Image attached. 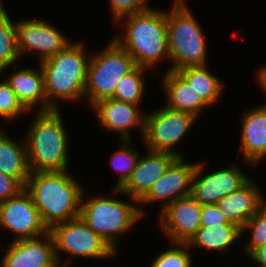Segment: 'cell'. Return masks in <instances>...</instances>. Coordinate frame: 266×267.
I'll use <instances>...</instances> for the list:
<instances>
[{
	"label": "cell",
	"instance_id": "ffe728a7",
	"mask_svg": "<svg viewBox=\"0 0 266 267\" xmlns=\"http://www.w3.org/2000/svg\"><path fill=\"white\" fill-rule=\"evenodd\" d=\"M257 182L252 176L242 187L217 203L228 222L237 225L240 229L266 202V195L260 189L262 186Z\"/></svg>",
	"mask_w": 266,
	"mask_h": 267
},
{
	"label": "cell",
	"instance_id": "ba28073f",
	"mask_svg": "<svg viewBox=\"0 0 266 267\" xmlns=\"http://www.w3.org/2000/svg\"><path fill=\"white\" fill-rule=\"evenodd\" d=\"M48 231L53 238L58 264L71 265L73 260L75 262L81 258L107 262V260L116 259L119 254L106 240L93 232L81 217L55 224ZM65 254L68 258L64 256Z\"/></svg>",
	"mask_w": 266,
	"mask_h": 267
},
{
	"label": "cell",
	"instance_id": "8d00e7d4",
	"mask_svg": "<svg viewBox=\"0 0 266 267\" xmlns=\"http://www.w3.org/2000/svg\"><path fill=\"white\" fill-rule=\"evenodd\" d=\"M170 1H172L174 3H188L189 2L187 0H170Z\"/></svg>",
	"mask_w": 266,
	"mask_h": 267
},
{
	"label": "cell",
	"instance_id": "7a4b0ae2",
	"mask_svg": "<svg viewBox=\"0 0 266 267\" xmlns=\"http://www.w3.org/2000/svg\"><path fill=\"white\" fill-rule=\"evenodd\" d=\"M87 47L84 41L74 40L56 55L39 62L44 75L47 111L61 110L66 102H85L87 68L91 57Z\"/></svg>",
	"mask_w": 266,
	"mask_h": 267
},
{
	"label": "cell",
	"instance_id": "e0dca14e",
	"mask_svg": "<svg viewBox=\"0 0 266 267\" xmlns=\"http://www.w3.org/2000/svg\"><path fill=\"white\" fill-rule=\"evenodd\" d=\"M241 115L237 157L240 155L242 161L256 167L266 160V102L244 110Z\"/></svg>",
	"mask_w": 266,
	"mask_h": 267
},
{
	"label": "cell",
	"instance_id": "cb8c5ba5",
	"mask_svg": "<svg viewBox=\"0 0 266 267\" xmlns=\"http://www.w3.org/2000/svg\"><path fill=\"white\" fill-rule=\"evenodd\" d=\"M204 66H187L177 72L193 87L199 97L209 106L214 107L222 101V95L226 90V84L216 73ZM215 74V75H214Z\"/></svg>",
	"mask_w": 266,
	"mask_h": 267
},
{
	"label": "cell",
	"instance_id": "74e56055",
	"mask_svg": "<svg viewBox=\"0 0 266 267\" xmlns=\"http://www.w3.org/2000/svg\"><path fill=\"white\" fill-rule=\"evenodd\" d=\"M54 267H72V265L56 264Z\"/></svg>",
	"mask_w": 266,
	"mask_h": 267
},
{
	"label": "cell",
	"instance_id": "e575fe53",
	"mask_svg": "<svg viewBox=\"0 0 266 267\" xmlns=\"http://www.w3.org/2000/svg\"><path fill=\"white\" fill-rule=\"evenodd\" d=\"M255 80L259 85L260 90H262V93L266 95V64H262L259 68L257 67ZM264 102H266V99H264Z\"/></svg>",
	"mask_w": 266,
	"mask_h": 267
},
{
	"label": "cell",
	"instance_id": "1f68e13d",
	"mask_svg": "<svg viewBox=\"0 0 266 267\" xmlns=\"http://www.w3.org/2000/svg\"><path fill=\"white\" fill-rule=\"evenodd\" d=\"M222 224L233 223L228 222L225 215L220 210L218 204L201 205V226L212 227Z\"/></svg>",
	"mask_w": 266,
	"mask_h": 267
},
{
	"label": "cell",
	"instance_id": "8992f818",
	"mask_svg": "<svg viewBox=\"0 0 266 267\" xmlns=\"http://www.w3.org/2000/svg\"><path fill=\"white\" fill-rule=\"evenodd\" d=\"M170 7L167 9V35L171 66L165 71L209 65L208 37L189 3L173 2Z\"/></svg>",
	"mask_w": 266,
	"mask_h": 267
},
{
	"label": "cell",
	"instance_id": "d590c367",
	"mask_svg": "<svg viewBox=\"0 0 266 267\" xmlns=\"http://www.w3.org/2000/svg\"><path fill=\"white\" fill-rule=\"evenodd\" d=\"M4 71H6V66L0 61V79L4 78Z\"/></svg>",
	"mask_w": 266,
	"mask_h": 267
},
{
	"label": "cell",
	"instance_id": "f1b7e54d",
	"mask_svg": "<svg viewBox=\"0 0 266 267\" xmlns=\"http://www.w3.org/2000/svg\"><path fill=\"white\" fill-rule=\"evenodd\" d=\"M241 230L242 237H244V234L250 233V238L247 236V241L245 240V244L242 245L243 256L247 255L246 257H248L256 248L266 245V202Z\"/></svg>",
	"mask_w": 266,
	"mask_h": 267
},
{
	"label": "cell",
	"instance_id": "ac0fdd59",
	"mask_svg": "<svg viewBox=\"0 0 266 267\" xmlns=\"http://www.w3.org/2000/svg\"><path fill=\"white\" fill-rule=\"evenodd\" d=\"M20 64L19 62L11 65L9 66L10 69L6 67L4 78L28 112H46L47 98L44 75L39 63L38 66L34 65L35 68L24 67L23 65L19 67Z\"/></svg>",
	"mask_w": 266,
	"mask_h": 267
},
{
	"label": "cell",
	"instance_id": "4316f807",
	"mask_svg": "<svg viewBox=\"0 0 266 267\" xmlns=\"http://www.w3.org/2000/svg\"><path fill=\"white\" fill-rule=\"evenodd\" d=\"M6 4L0 0V61L6 66L17 64L21 57L17 48V30L15 20L11 18ZM10 14V15H9Z\"/></svg>",
	"mask_w": 266,
	"mask_h": 267
},
{
	"label": "cell",
	"instance_id": "8fae6325",
	"mask_svg": "<svg viewBox=\"0 0 266 267\" xmlns=\"http://www.w3.org/2000/svg\"><path fill=\"white\" fill-rule=\"evenodd\" d=\"M54 22L36 17H19L15 21L17 30V48L21 61L24 57L36 55L39 63L62 51L73 38L64 34Z\"/></svg>",
	"mask_w": 266,
	"mask_h": 267
},
{
	"label": "cell",
	"instance_id": "52a82bcc",
	"mask_svg": "<svg viewBox=\"0 0 266 267\" xmlns=\"http://www.w3.org/2000/svg\"><path fill=\"white\" fill-rule=\"evenodd\" d=\"M136 67L131 55L113 38L102 49L91 51L85 85L86 106L111 99L120 78Z\"/></svg>",
	"mask_w": 266,
	"mask_h": 267
},
{
	"label": "cell",
	"instance_id": "d6a6232c",
	"mask_svg": "<svg viewBox=\"0 0 266 267\" xmlns=\"http://www.w3.org/2000/svg\"><path fill=\"white\" fill-rule=\"evenodd\" d=\"M25 186L16 178L0 172V203L18 195Z\"/></svg>",
	"mask_w": 266,
	"mask_h": 267
},
{
	"label": "cell",
	"instance_id": "d4e9b609",
	"mask_svg": "<svg viewBox=\"0 0 266 267\" xmlns=\"http://www.w3.org/2000/svg\"><path fill=\"white\" fill-rule=\"evenodd\" d=\"M147 72L149 73L148 69L136 66L131 72L120 78L112 98L138 106L143 105L141 102L145 98V90L149 85L146 83Z\"/></svg>",
	"mask_w": 266,
	"mask_h": 267
},
{
	"label": "cell",
	"instance_id": "6da1fadb",
	"mask_svg": "<svg viewBox=\"0 0 266 267\" xmlns=\"http://www.w3.org/2000/svg\"><path fill=\"white\" fill-rule=\"evenodd\" d=\"M113 26L120 30L112 38L131 55L136 66L151 70L152 74L162 60L170 62L167 9L152 6L121 18Z\"/></svg>",
	"mask_w": 266,
	"mask_h": 267
},
{
	"label": "cell",
	"instance_id": "4fadbf2b",
	"mask_svg": "<svg viewBox=\"0 0 266 267\" xmlns=\"http://www.w3.org/2000/svg\"><path fill=\"white\" fill-rule=\"evenodd\" d=\"M188 160L187 157L177 158L166 170L165 174L157 180L149 192L138 202L140 213L145 219L147 217V210H145L147 206L159 203L160 213L171 202L191 195L192 178L197 161Z\"/></svg>",
	"mask_w": 266,
	"mask_h": 267
},
{
	"label": "cell",
	"instance_id": "9a60e30c",
	"mask_svg": "<svg viewBox=\"0 0 266 267\" xmlns=\"http://www.w3.org/2000/svg\"><path fill=\"white\" fill-rule=\"evenodd\" d=\"M157 219L167 242L187 243L201 226V205L191 196L171 202Z\"/></svg>",
	"mask_w": 266,
	"mask_h": 267
},
{
	"label": "cell",
	"instance_id": "277c9868",
	"mask_svg": "<svg viewBox=\"0 0 266 267\" xmlns=\"http://www.w3.org/2000/svg\"><path fill=\"white\" fill-rule=\"evenodd\" d=\"M71 171L30 172L28 177L25 189L48 230L55 224L80 217L86 186Z\"/></svg>",
	"mask_w": 266,
	"mask_h": 267
},
{
	"label": "cell",
	"instance_id": "83f0119b",
	"mask_svg": "<svg viewBox=\"0 0 266 267\" xmlns=\"http://www.w3.org/2000/svg\"><path fill=\"white\" fill-rule=\"evenodd\" d=\"M168 243V248L162 249V252L159 251V254L150 260L149 267H193L196 264L194 252L191 251L187 243Z\"/></svg>",
	"mask_w": 266,
	"mask_h": 267
},
{
	"label": "cell",
	"instance_id": "5bb4252c",
	"mask_svg": "<svg viewBox=\"0 0 266 267\" xmlns=\"http://www.w3.org/2000/svg\"><path fill=\"white\" fill-rule=\"evenodd\" d=\"M141 106L118 101L113 98L97 102L91 110L104 132L115 134L118 140H132L131 130L137 129L139 141L145 130L146 111Z\"/></svg>",
	"mask_w": 266,
	"mask_h": 267
},
{
	"label": "cell",
	"instance_id": "603a6c76",
	"mask_svg": "<svg viewBox=\"0 0 266 267\" xmlns=\"http://www.w3.org/2000/svg\"><path fill=\"white\" fill-rule=\"evenodd\" d=\"M4 128H0V172L18 179L26 186L31 171L24 137L16 139L17 137L10 136L12 134L7 133Z\"/></svg>",
	"mask_w": 266,
	"mask_h": 267
},
{
	"label": "cell",
	"instance_id": "5b68a950",
	"mask_svg": "<svg viewBox=\"0 0 266 267\" xmlns=\"http://www.w3.org/2000/svg\"><path fill=\"white\" fill-rule=\"evenodd\" d=\"M109 189L108 194L110 192L112 196L103 193L90 196L85 189L81 200L80 217L118 253L120 240L124 235H130L135 227V230L138 229L136 225H139L144 217L135 199L128 197L119 188ZM119 197H123V200ZM125 198L127 200H124Z\"/></svg>",
	"mask_w": 266,
	"mask_h": 267
},
{
	"label": "cell",
	"instance_id": "7c38bea8",
	"mask_svg": "<svg viewBox=\"0 0 266 267\" xmlns=\"http://www.w3.org/2000/svg\"><path fill=\"white\" fill-rule=\"evenodd\" d=\"M0 228L1 233L5 230L13 235L10 236V242L34 238L48 232L31 194L26 189L0 203ZM0 242V248H3L1 245L4 243Z\"/></svg>",
	"mask_w": 266,
	"mask_h": 267
},
{
	"label": "cell",
	"instance_id": "44dd1931",
	"mask_svg": "<svg viewBox=\"0 0 266 267\" xmlns=\"http://www.w3.org/2000/svg\"><path fill=\"white\" fill-rule=\"evenodd\" d=\"M159 88L165 96V106L181 112L192 114L199 119L210 107L199 97L193 87L177 72L163 71Z\"/></svg>",
	"mask_w": 266,
	"mask_h": 267
},
{
	"label": "cell",
	"instance_id": "f546056e",
	"mask_svg": "<svg viewBox=\"0 0 266 267\" xmlns=\"http://www.w3.org/2000/svg\"><path fill=\"white\" fill-rule=\"evenodd\" d=\"M28 112L18 100L15 92L11 89L10 84L5 78L0 79V119L1 124L5 121L8 123L17 121ZM4 120V121H3ZM10 121V122H9Z\"/></svg>",
	"mask_w": 266,
	"mask_h": 267
},
{
	"label": "cell",
	"instance_id": "4dcf8cb0",
	"mask_svg": "<svg viewBox=\"0 0 266 267\" xmlns=\"http://www.w3.org/2000/svg\"><path fill=\"white\" fill-rule=\"evenodd\" d=\"M111 9V25L116 24L121 18L139 13L151 8L150 0H108Z\"/></svg>",
	"mask_w": 266,
	"mask_h": 267
},
{
	"label": "cell",
	"instance_id": "484cf974",
	"mask_svg": "<svg viewBox=\"0 0 266 267\" xmlns=\"http://www.w3.org/2000/svg\"><path fill=\"white\" fill-rule=\"evenodd\" d=\"M135 140H119V149L114 151L110 159V168L113 172H116L118 177L114 180L113 186L111 188H120L130 177L133 170L136 168L141 153L136 149Z\"/></svg>",
	"mask_w": 266,
	"mask_h": 267
},
{
	"label": "cell",
	"instance_id": "836d02e7",
	"mask_svg": "<svg viewBox=\"0 0 266 267\" xmlns=\"http://www.w3.org/2000/svg\"><path fill=\"white\" fill-rule=\"evenodd\" d=\"M256 267H266V245L256 248L248 257Z\"/></svg>",
	"mask_w": 266,
	"mask_h": 267
},
{
	"label": "cell",
	"instance_id": "7402d4cb",
	"mask_svg": "<svg viewBox=\"0 0 266 267\" xmlns=\"http://www.w3.org/2000/svg\"><path fill=\"white\" fill-rule=\"evenodd\" d=\"M241 231L235 224L200 226L187 244L194 252L205 249L204 251H214L213 253L225 255L229 254L233 249L232 247L238 244L241 239L243 240Z\"/></svg>",
	"mask_w": 266,
	"mask_h": 267
},
{
	"label": "cell",
	"instance_id": "3957f363",
	"mask_svg": "<svg viewBox=\"0 0 266 267\" xmlns=\"http://www.w3.org/2000/svg\"><path fill=\"white\" fill-rule=\"evenodd\" d=\"M24 130L28 166L31 172L66 171L71 169L68 128L62 110L33 112ZM64 121V122H63ZM67 128V129H66Z\"/></svg>",
	"mask_w": 266,
	"mask_h": 267
},
{
	"label": "cell",
	"instance_id": "2e32d148",
	"mask_svg": "<svg viewBox=\"0 0 266 267\" xmlns=\"http://www.w3.org/2000/svg\"><path fill=\"white\" fill-rule=\"evenodd\" d=\"M6 243L0 267H54L57 264L49 231L34 238Z\"/></svg>",
	"mask_w": 266,
	"mask_h": 267
},
{
	"label": "cell",
	"instance_id": "9c48e42d",
	"mask_svg": "<svg viewBox=\"0 0 266 267\" xmlns=\"http://www.w3.org/2000/svg\"><path fill=\"white\" fill-rule=\"evenodd\" d=\"M198 119L192 114L176 111L160 105L156 110L147 111L145 116L144 136L141 140L145 149L168 152L177 158L187 157L179 144L190 133ZM177 147V148H175Z\"/></svg>",
	"mask_w": 266,
	"mask_h": 267
},
{
	"label": "cell",
	"instance_id": "d6986e66",
	"mask_svg": "<svg viewBox=\"0 0 266 267\" xmlns=\"http://www.w3.org/2000/svg\"><path fill=\"white\" fill-rule=\"evenodd\" d=\"M128 180L119 188L128 197L139 202L177 159L168 152L145 149Z\"/></svg>",
	"mask_w": 266,
	"mask_h": 267
},
{
	"label": "cell",
	"instance_id": "30bf717a",
	"mask_svg": "<svg viewBox=\"0 0 266 267\" xmlns=\"http://www.w3.org/2000/svg\"><path fill=\"white\" fill-rule=\"evenodd\" d=\"M241 162H233L223 167L220 165L219 168L208 171L205 168L209 161L199 159L192 178L191 196L200 205L217 204L225 196L238 190L251 178L242 168V164L247 168L250 166V170L253 167L254 170L251 163Z\"/></svg>",
	"mask_w": 266,
	"mask_h": 267
}]
</instances>
